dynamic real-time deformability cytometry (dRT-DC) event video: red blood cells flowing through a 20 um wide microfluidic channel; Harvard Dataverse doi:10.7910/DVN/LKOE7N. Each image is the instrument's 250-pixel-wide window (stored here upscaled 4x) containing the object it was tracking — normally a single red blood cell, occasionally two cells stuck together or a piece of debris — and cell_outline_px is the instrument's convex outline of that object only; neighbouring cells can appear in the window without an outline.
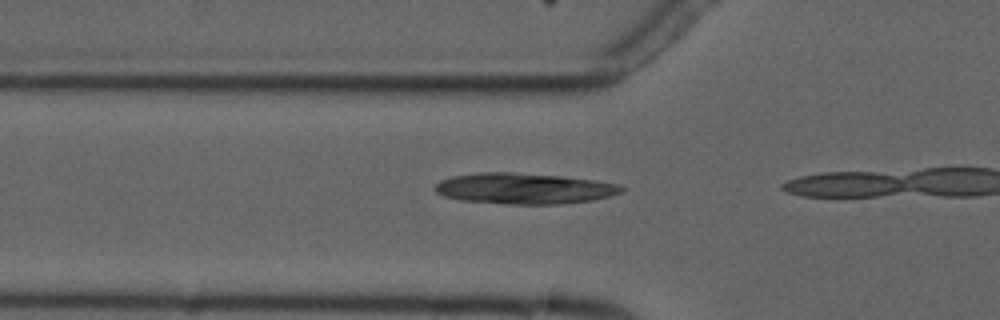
{"species": "common noctule bat (a hibernating species)", "species_latin": "Nyctalus noctula", "temperature_condition": "cold", "stored_images_in_passage": 5, "camera_frame_rate_fps": 3000, "um_per_image_px": 0.085, "animal": {"sex": "male", "forearm_length_mm": 52.5}, "frame": {"image": 1, "passage_image": 5, "time_ms": 4.667, "image_size_px": [1000, 320], "cell_outline_px": [[624, 192], [592, 200], [556, 204], [508, 204], [460, 200], [444, 196], [436, 192], [436, 184], [440, 180], [452, 176], [480, 172], [512, 172], [560, 176], [596, 180], [616, 184], [624, 188]], "centroid_in_image_um": [44.53, 16.02], "position_along_channel_um": 81.3, "area_um2": 33.41}}